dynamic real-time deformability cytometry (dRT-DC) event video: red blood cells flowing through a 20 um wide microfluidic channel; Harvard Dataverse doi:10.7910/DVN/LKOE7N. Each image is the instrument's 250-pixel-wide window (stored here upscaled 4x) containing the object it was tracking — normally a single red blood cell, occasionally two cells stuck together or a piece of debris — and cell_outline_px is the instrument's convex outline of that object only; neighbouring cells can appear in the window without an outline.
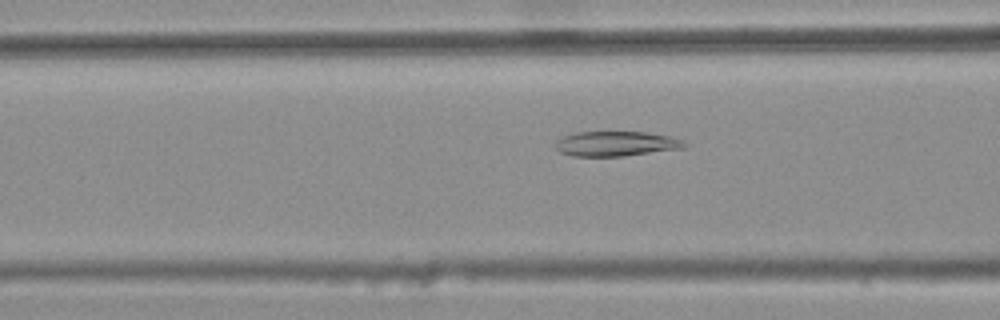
{"species": "common noctule bat (a hibernating species)", "species_latin": "Nyctalus noctula", "temperature_condition": "warm", "stored_images_in_passage": 38, "camera_frame_rate_fps": 3000, "um_per_image_px": 0.085, "animal": {"sex": "female", "body_mass_g": 25.1}, "frame": {"image": 1, "passage_image": 10, "time_ms": 3.0, "image_size_px": [1000, 320], "cell_outline_px": [[688, 144], [684, 148], [624, 156], [572, 156], [560, 152], [556, 148], [556, 140], [560, 136], [576, 132], [648, 132], [672, 136], [684, 140]], "centroid_in_image_um": [52.38, 12.21], "position_along_channel_um": 114.2, "area_um2": 18.96}}
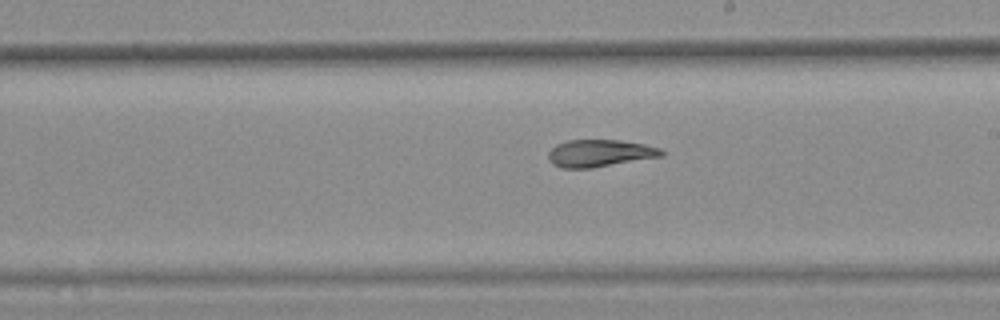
{"frame": {"image": 2, "passage_image": 20, "time_ms": 6.333, "image_size_px": [1000, 320], "cell_outline_px": [[664, 156], [592, 168], [564, 168], [552, 164], [548, 160], [548, 152], [556, 144], [568, 140], [620, 140], [644, 144], [660, 148], [664, 152]], "centroid_in_image_um": [50.97, 13.02], "position_along_channel_um": 238.0, "area_um2": 18.03}}
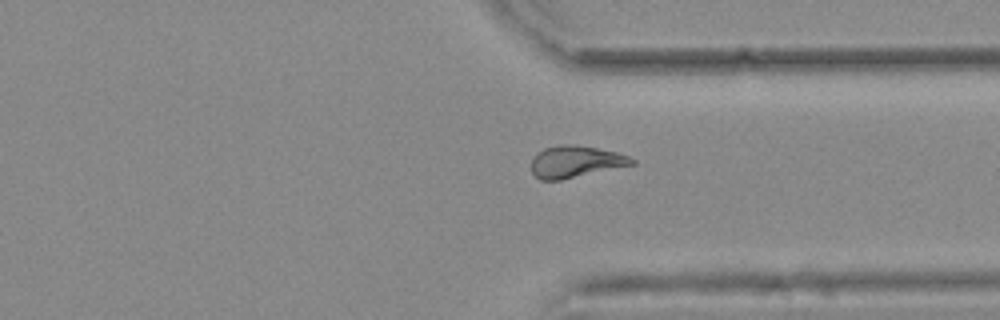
{"frame": {"image": 3, "passage_image": 30, "time_ms": 9.667, "image_size_px": [1000, 320], "cell_outline_px": [[636, 164], [560, 180], [540, 180], [532, 172], [532, 156], [536, 152], [544, 148], [560, 144], [576, 144], [616, 152], [628, 156], [636, 160]], "centroid_in_image_um": [48.91, 13.73], "position_along_channel_um": 362.5, "area_um2": 18.73}, "authors_computed_cell_mechanics": {"area_um2": 18.7272, "velocity_mm_per_s": 3.723, "shape_relaxation_time_tau1_ms": null, "shape_relaxation_time_tau2_ms": 7.8188, "deformation_change_tau1": null, "deformation_change_tau2": 0.1383}}